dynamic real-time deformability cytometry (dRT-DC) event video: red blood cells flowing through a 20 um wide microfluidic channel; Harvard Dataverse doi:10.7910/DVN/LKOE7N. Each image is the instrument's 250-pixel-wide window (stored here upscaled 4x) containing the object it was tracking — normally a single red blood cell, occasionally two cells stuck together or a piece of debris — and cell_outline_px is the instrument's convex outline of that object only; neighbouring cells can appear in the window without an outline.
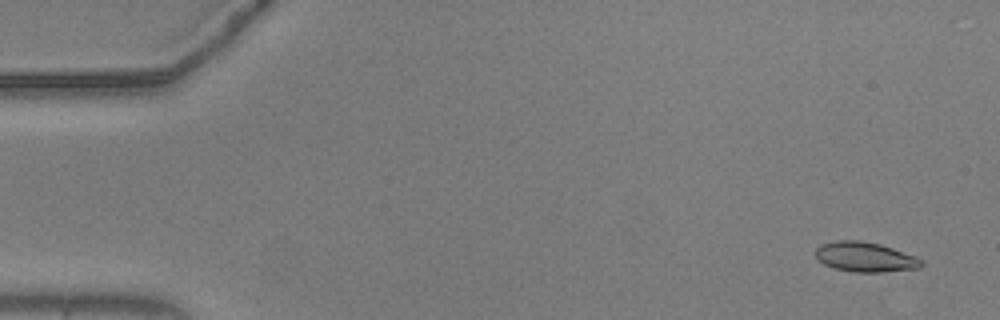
{"species": "common noctule bat (a hibernating species)", "species_latin": "Nyctalus noctula", "temperature_condition": "warm", "stored_images_in_passage": 49, "camera_frame_rate_fps": 3000, "um_per_image_px": 0.085, "animal": {"sex": "male", "body_mass_g": 20.5, "forearm_length_mm": 52.5}, "frame": {"image": 1, "passage_image": 3, "time_ms": 0.667, "image_size_px": [1000, 320], "cell_outline_px": [[924, 264], [920, 268], [880, 272], [852, 272], [836, 268], [824, 264], [816, 256], [816, 248], [824, 244], [836, 240], [860, 240], [880, 244], [916, 256], [924, 260]], "centroid_in_image_um": [73.59, 21.84], "position_along_channel_um": 11.4, "area_um2": 18.32}}
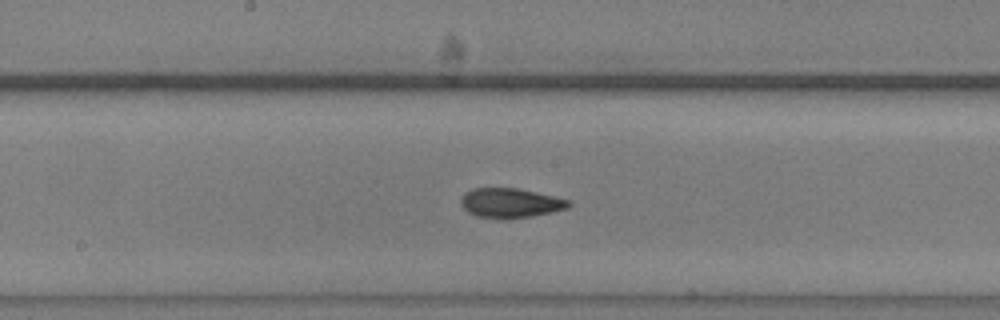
{"frame": {"image": 2, "passage_image": 29, "time_ms": 9.333, "image_size_px": [1000, 320], "cell_outline_px": [[572, 204], [568, 208], [552, 212], [532, 216], [476, 216], [468, 212], [460, 204], [460, 200], [464, 192], [472, 188], [516, 188], [572, 200]], "centroid_in_image_um": [43.4, 17.21], "position_along_channel_um": 204.8, "area_um2": 18.03}}
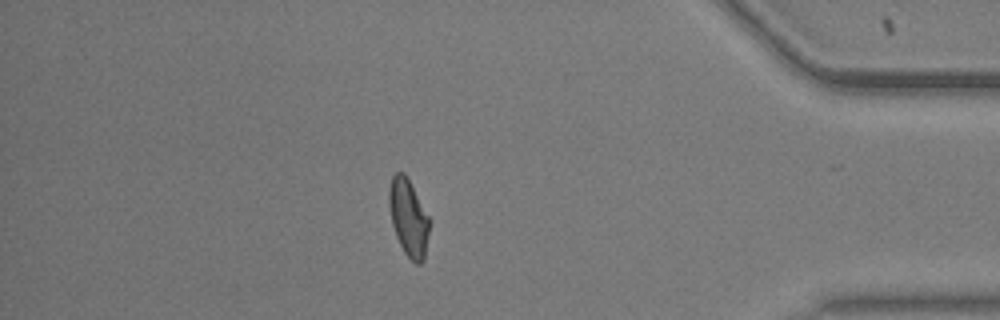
{"frame": {"image": 3, "passage_image": 48, "time_ms": 15.667, "image_size_px": [1000, 320], "cell_outline_px": [[432, 220], [424, 260], [420, 264], [416, 264], [404, 252], [396, 236], [392, 224], [388, 204], [388, 192], [392, 176], [396, 172], [404, 172]], "centroid_in_image_um": [34.75, 18.51], "position_along_channel_um": 400.5, "area_um2": 18.44}}